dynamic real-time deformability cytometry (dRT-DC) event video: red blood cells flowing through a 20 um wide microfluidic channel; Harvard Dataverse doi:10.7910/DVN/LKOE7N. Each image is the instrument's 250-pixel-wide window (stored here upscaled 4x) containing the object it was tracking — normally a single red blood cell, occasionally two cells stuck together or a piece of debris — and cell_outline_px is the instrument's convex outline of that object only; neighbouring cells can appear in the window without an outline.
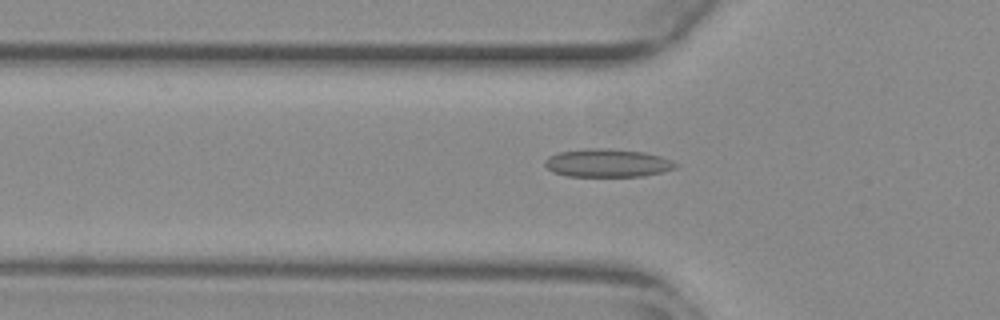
{"species": "common noctule bat (a hibernating species)", "species_latin": "Nyctalus noctula", "temperature_condition": "warm", "stored_images_in_passage": 52, "camera_frame_rate_fps": 3000, "um_per_image_px": 0.085, "animal": {"sex": "female", "body_mass_g": 29.2, "forearm_length_mm": 56.3}, "frame": {"image": 1, "passage_image": 17, "time_ms": 5.333, "image_size_px": [1000, 320], "cell_outline_px": [[680, 164], [676, 168], [664, 172], [644, 176], [568, 176], [552, 172], [544, 164], [544, 160], [548, 156], [560, 152], [584, 148], [612, 148], [644, 152], [660, 156], [672, 160]], "centroid_in_image_um": [51.66, 13.85], "position_along_channel_um": 74.1, "area_um2": 21.73}}
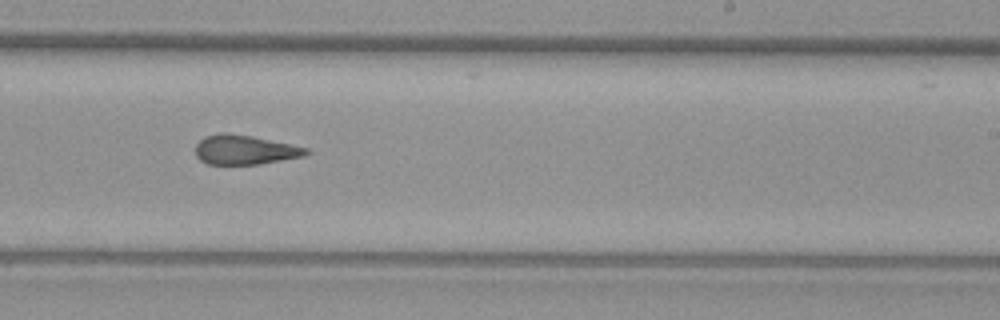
{"frame": {"image": 2, "passage_image": 32, "time_ms": 10.333, "image_size_px": [1000, 320], "cell_outline_px": [[312, 152], [304, 156], [256, 164], [208, 164], [200, 160], [196, 156], [196, 144], [204, 136], [224, 132], [228, 132], [252, 136], [308, 148]], "centroid_in_image_um": [20.79, 12.72], "position_along_channel_um": 268.2, "area_um2": 18.9}}
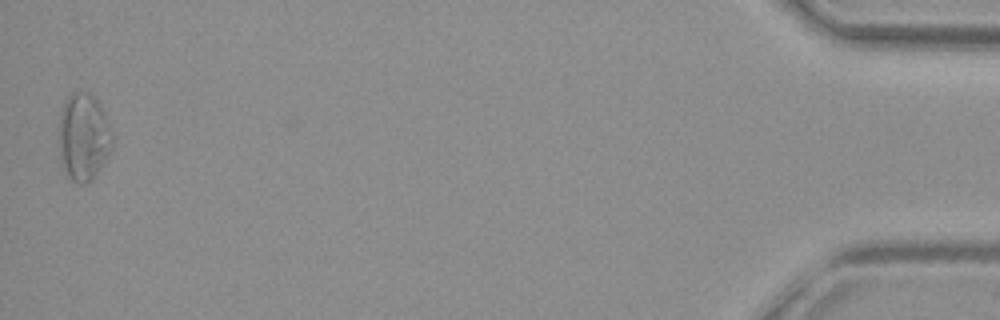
{"frame": {"image": 3, "passage_image": 52, "time_ms": 17.0, "image_size_px": [1000, 320], "cell_outline_px": [[112, 148], [100, 168], [84, 184], [80, 184], [72, 180], [68, 176], [64, 168], [60, 152], [60, 112], [64, 100], [72, 92], [88, 92], [100, 104], [104, 112], [112, 132]], "centroid_in_image_um": [7.11, 11.59], "position_along_channel_um": 428.1, "area_um2": 26.7}, "authors_computed_cell_mechanics": {"area_um2": 21.0681, "velocity_mm_per_s": 3.8693, "shape_relaxation_time_tau1_ms": null, "shape_relaxation_time_tau2_ms": 2.5049, "deformation_change_tau1": null, "deformation_change_tau2": 0.1052}}